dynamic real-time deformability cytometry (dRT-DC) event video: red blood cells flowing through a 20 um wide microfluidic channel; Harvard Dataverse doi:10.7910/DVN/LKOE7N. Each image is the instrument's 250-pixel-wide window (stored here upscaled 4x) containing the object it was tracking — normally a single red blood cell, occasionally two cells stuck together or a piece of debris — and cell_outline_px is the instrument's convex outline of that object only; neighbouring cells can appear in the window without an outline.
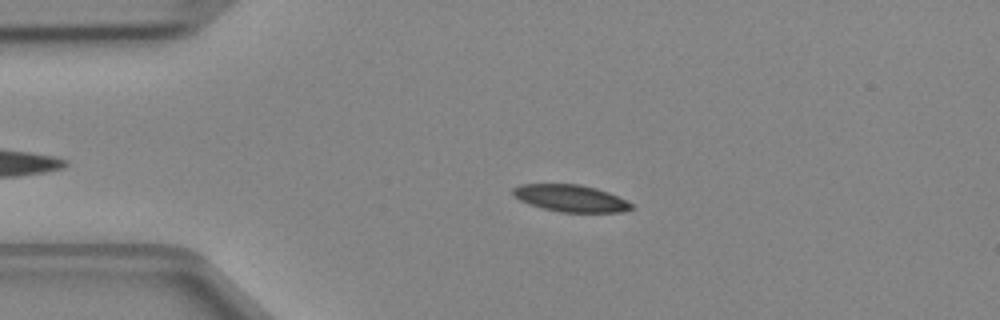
{"species": "Egyptian fruit bat (a non-hibernating species)", "species_latin": "Rousettus aegyptiacus", "temperature_condition": "cold", "stored_images_in_passage": 39, "camera_frame_rate_fps": 3000, "um_per_image_px": 0.085, "animal": {"sex": "female"}, "frame": {"image": 1, "passage_image": 10, "time_ms": 3.0, "image_size_px": [1000, 320], "cell_outline_px": [[632, 208], [620, 212], [560, 212], [528, 204], [520, 200], [512, 192], [512, 188], [520, 184], [580, 184], [596, 188], [608, 192], [632, 204]], "centroid_in_image_um": [48.47, 16.84], "position_along_channel_um": 36.5, "area_um2": 18.38}}
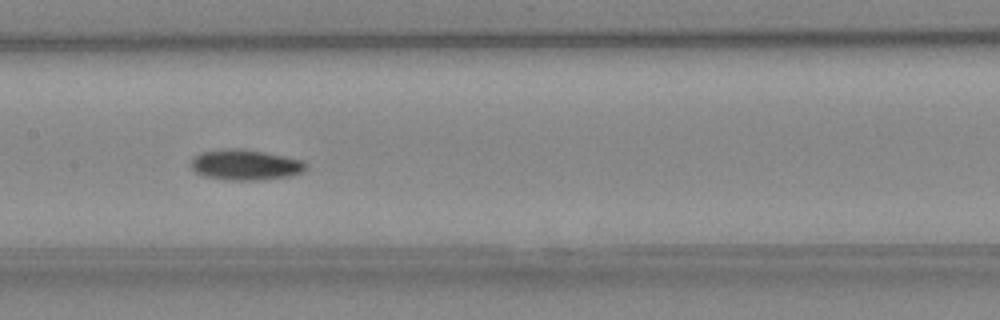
{"frame": {"image": 2, "passage_image": 23, "time_ms": 7.333, "image_size_px": [1000, 320], "cell_outline_px": [[308, 168], [304, 172], [292, 176], [264, 180], [228, 180], [204, 176], [196, 172], [188, 164], [200, 152], [228, 148], [240, 148], [264, 152], [304, 160], [308, 164]], "centroid_in_image_um": [20.91, 14.02], "position_along_channel_um": 186.5, "area_um2": 20.81}}
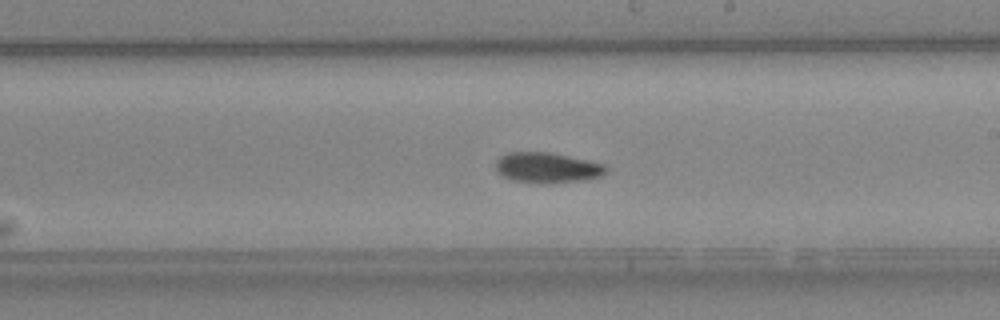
{"frame": {"image": 3, "passage_image": 27, "time_ms": 8.667, "image_size_px": [1000, 320], "cell_outline_px": [[608, 172], [600, 176], [584, 180], [512, 180], [496, 172], [496, 160], [500, 156], [508, 152], [548, 152], [588, 160], [604, 164], [608, 168]], "centroid_in_image_um": [46.51, 14.19], "position_along_channel_um": 242.5, "area_um2": 18.61}}